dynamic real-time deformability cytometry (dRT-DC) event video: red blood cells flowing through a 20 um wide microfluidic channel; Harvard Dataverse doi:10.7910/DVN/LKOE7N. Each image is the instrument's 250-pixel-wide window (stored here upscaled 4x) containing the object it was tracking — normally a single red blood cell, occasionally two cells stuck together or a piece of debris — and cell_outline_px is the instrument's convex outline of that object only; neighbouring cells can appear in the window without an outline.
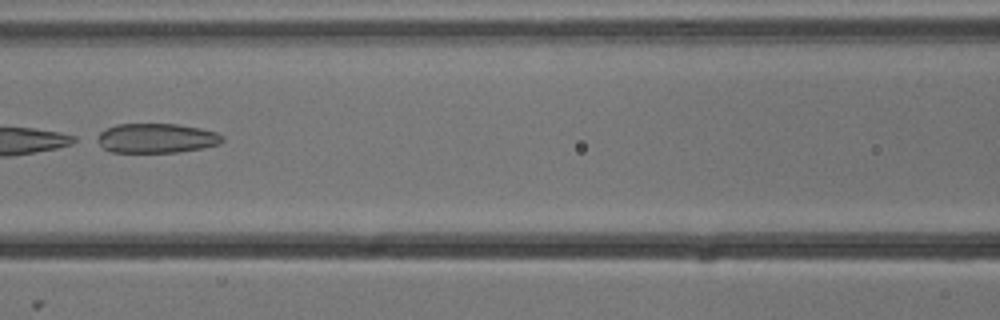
{"species": "common noctule bat (a hibernating species)", "species_latin": "Nyctalus noctula", "temperature_condition": "cold", "stored_images_in_passage": 5, "camera_frame_rate_fps": 3000, "um_per_image_px": 0.085, "animal": {"sex": "male", "body_mass_g": 13.3}, "frame": {"image": 1, "passage_image": 5, "time_ms": 1.333, "image_size_px": [1000, 320], "cell_outline_px": [[224, 140], [220, 144], [200, 148], [176, 152], [112, 152], [104, 148], [92, 140], [100, 132], [116, 124], [176, 124], [200, 128], [216, 132], [224, 136]], "centroid_in_image_um": [13.26, 11.74], "position_along_channel_um": 153.3, "area_um2": 21.62}}